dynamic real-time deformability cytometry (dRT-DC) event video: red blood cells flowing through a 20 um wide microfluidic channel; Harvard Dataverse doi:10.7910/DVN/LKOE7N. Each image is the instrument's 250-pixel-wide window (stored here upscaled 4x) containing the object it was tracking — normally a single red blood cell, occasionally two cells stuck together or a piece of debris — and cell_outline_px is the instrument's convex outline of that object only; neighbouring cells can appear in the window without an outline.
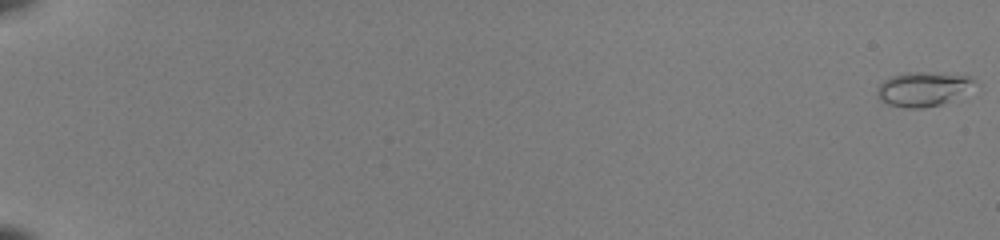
{"species": "common noctule bat (a hibernating species)", "species_latin": "Nyctalus noctula", "temperature_condition": "room temperature", "stored_images_in_passage": 53, "camera_frame_rate_fps": 3000, "um_per_image_px": 0.085, "animal": {"sex": "female", "body_mass_g": 22.0, "forearm_length_mm": 56.7}, "frame": {"image": 1, "passage_image": 1, "time_ms": 0.0, "image_size_px": [1000, 240], "cell_outline_px": [[980, 84], [940, 104], [924, 108], [904, 108], [888, 104], [880, 100], [876, 96], [876, 88], [884, 80], [892, 76], [908, 72], [924, 72], [972, 76]], "centroid_in_image_um": [78.45, 7.56], "position_along_channel_um": 6.6, "area_um2": 19.48}}
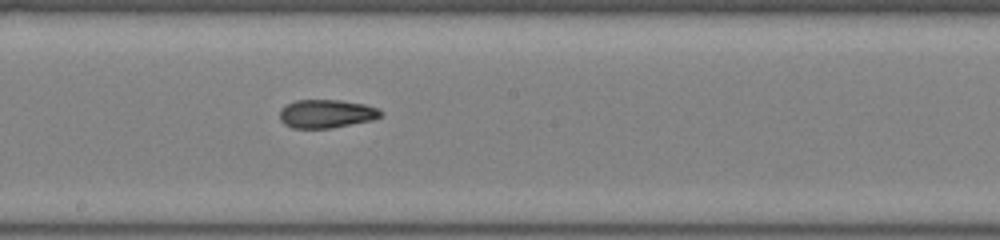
{"frame": {"image": 2, "passage_image": 33, "time_ms": 10.667, "image_size_px": [1000, 240], "cell_outline_px": [[384, 116], [372, 120], [332, 128], [292, 128], [284, 124], [280, 120], [280, 108], [296, 100], [340, 100], [364, 104], [376, 108], [384, 112]], "centroid_in_image_um": [27.76, 9.67], "position_along_channel_um": 220.4, "area_um2": 16.82}}
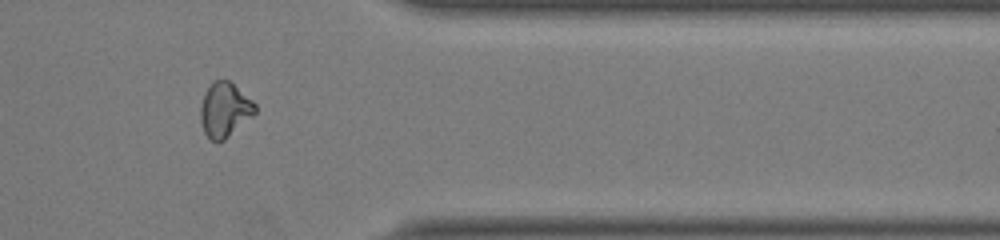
{"frame": {"image": 3, "passage_image": 46, "time_ms": 15.0, "image_size_px": [1000, 240], "cell_outline_px": [[256, 112], [252, 116], [224, 140], [216, 144], [204, 132], [200, 120], [200, 108], [204, 92], [212, 80], [228, 80], [252, 100], [256, 104]], "centroid_in_image_um": [19.07, 9.33], "position_along_channel_um": 392.3, "area_um2": 17.34}, "authors_computed_cell_mechanics": {"area_um2": 17.051, "velocity_mm_per_s": 4.1126, "shape_relaxation_time_tau1_ms": 10.0612, "shape_relaxation_time_tau2_ms": 1.5301, "deformation_change_tau1": 0.2708, "deformation_change_tau2": 0.074}}